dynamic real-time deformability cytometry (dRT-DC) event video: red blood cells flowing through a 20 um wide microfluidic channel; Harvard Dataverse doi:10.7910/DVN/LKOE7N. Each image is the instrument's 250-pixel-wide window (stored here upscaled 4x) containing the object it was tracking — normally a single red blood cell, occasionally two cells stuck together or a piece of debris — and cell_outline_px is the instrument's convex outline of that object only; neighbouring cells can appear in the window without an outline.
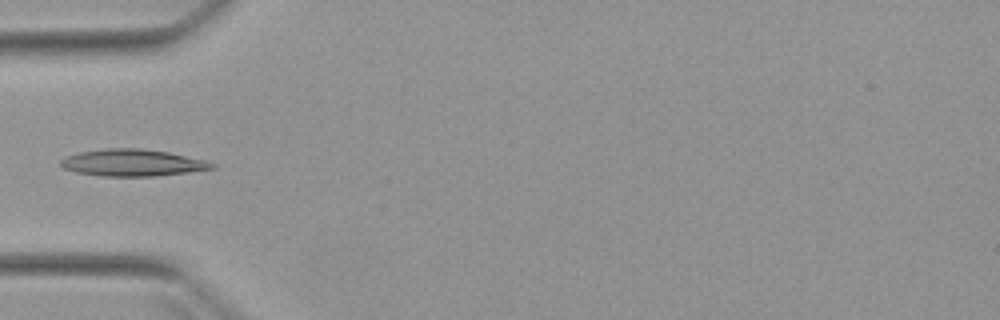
{"species": "Egyptian fruit bat (a non-hibernating species)", "species_latin": "Rousettus aegyptiacus", "temperature_condition": "warm", "stored_images_in_passage": 5, "camera_frame_rate_fps": 3000, "um_per_image_px": 0.085, "animal": {"sex": "female"}, "frame": {"image": 1, "passage_image": 5, "time_ms": 4.667, "image_size_px": [1000, 320], "cell_outline_px": [[216, 168], [188, 172], [156, 176], [100, 176], [76, 172], [64, 168], [60, 164], [60, 160], [64, 156], [80, 152], [108, 148], [140, 148], [168, 152], [204, 160], [216, 164]], "centroid_in_image_um": [11.24, 13.83], "position_along_channel_um": 73.8, "area_um2": 23.64}}